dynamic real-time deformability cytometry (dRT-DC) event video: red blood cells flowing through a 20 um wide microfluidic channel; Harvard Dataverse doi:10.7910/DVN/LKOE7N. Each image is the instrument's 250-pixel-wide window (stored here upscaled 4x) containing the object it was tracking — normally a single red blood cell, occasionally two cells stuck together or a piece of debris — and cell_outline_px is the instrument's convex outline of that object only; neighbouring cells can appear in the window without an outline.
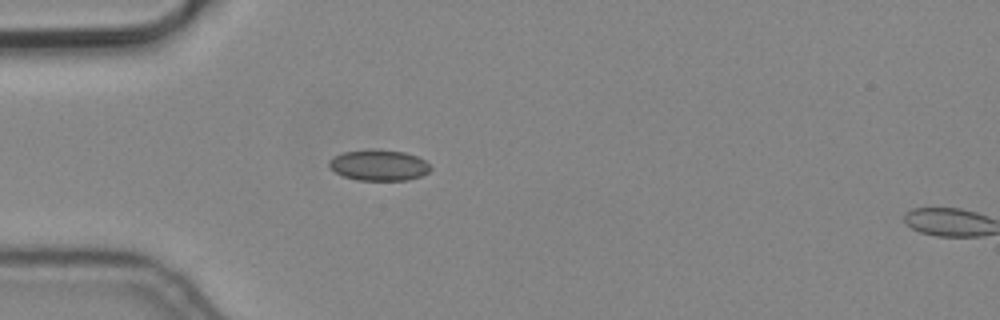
{"species": "common noctule bat (a hibernating species)", "species_latin": "Nyctalus noctula", "temperature_condition": "cold", "stored_images_in_passage": 5, "camera_frame_rate_fps": 3000, "um_per_image_px": 0.085, "animal": {"sex": "male", "body_mass_g": 19.2, "forearm_length_mm": 51.8}, "frame": {"image": 1, "passage_image": 4, "time_ms": 1.0, "image_size_px": [1000, 320], "cell_outline_px": [[432, 168], [428, 172], [420, 176], [408, 180], [356, 180], [344, 176], [336, 172], [328, 164], [328, 160], [332, 156], [344, 152], [372, 148], [404, 152], [416, 156], [424, 160]], "centroid_in_image_um": [32.18, 14.03], "position_along_channel_um": 52.8, "area_um2": 18.32}}